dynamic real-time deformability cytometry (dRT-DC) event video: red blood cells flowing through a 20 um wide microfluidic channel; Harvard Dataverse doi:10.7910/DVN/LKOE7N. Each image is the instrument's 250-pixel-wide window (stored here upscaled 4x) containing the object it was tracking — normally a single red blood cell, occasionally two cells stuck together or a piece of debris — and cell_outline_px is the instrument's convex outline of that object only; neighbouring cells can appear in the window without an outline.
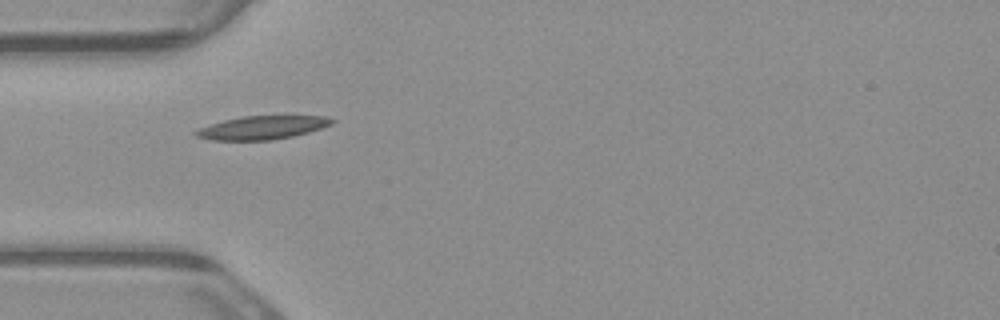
{"species": "common noctule bat (a hibernating species)", "species_latin": "Nyctalus noctula", "temperature_condition": "warm", "stored_images_in_passage": 5, "camera_frame_rate_fps": 3000, "um_per_image_px": 0.085, "animal": {"sex": "male", "body_mass_g": 23.1, "forearm_length_mm": 52.7}, "frame": {"image": 1, "passage_image": 5, "time_ms": 1.333, "image_size_px": [1000, 320], "cell_outline_px": [[336, 120], [332, 124], [308, 132], [292, 136], [272, 140], [212, 140], [196, 136], [192, 132], [208, 124], [224, 120], [244, 116], [324, 116]], "centroid_in_image_um": [22.26, 10.84], "position_along_channel_um": 62.7, "area_um2": 18.44}}